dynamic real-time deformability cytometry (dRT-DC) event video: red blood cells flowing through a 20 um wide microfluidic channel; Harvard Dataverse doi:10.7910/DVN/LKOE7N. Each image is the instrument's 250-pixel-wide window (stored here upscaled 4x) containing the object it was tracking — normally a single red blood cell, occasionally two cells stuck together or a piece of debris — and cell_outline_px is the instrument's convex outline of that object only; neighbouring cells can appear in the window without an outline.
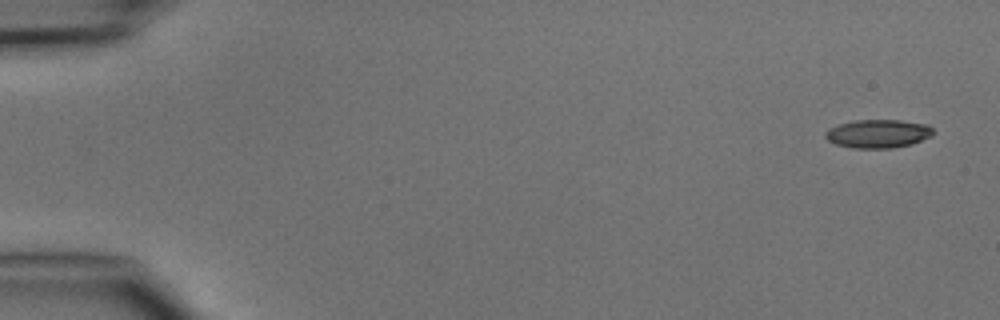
{"species": "common noctule bat (a hibernating species)", "species_latin": "Nyctalus noctula", "temperature_condition": "cold", "stored_images_in_passage": 6, "camera_frame_rate_fps": 3000, "um_per_image_px": 0.085, "animal": {"sex": "male", "body_mass_g": 15.6}, "frame": {"image": 1, "passage_image": 1, "time_ms": 0.0, "image_size_px": [1000, 320], "cell_outline_px": [[936, 132], [932, 136], [912, 144], [892, 148], [852, 148], [836, 144], [828, 140], [824, 136], [824, 132], [828, 128], [840, 124], [856, 120], [900, 120], [928, 124]], "centroid_in_image_um": [74.66, 11.36], "position_along_channel_um": 10.3, "area_um2": 18.03}}
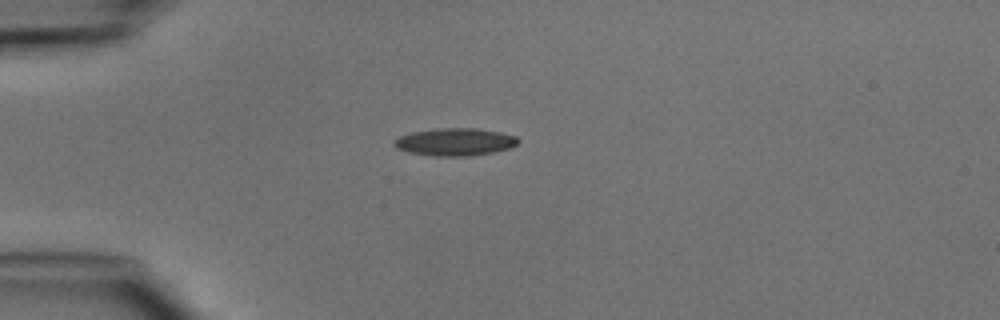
{"frame": {"image": 2, "passage_image": 4, "time_ms": 3.667, "image_size_px": [1000, 320], "cell_outline_px": [[520, 140], [516, 144], [508, 148], [492, 152], [468, 156], [432, 156], [408, 152], [396, 148], [392, 144], [392, 140], [400, 136], [412, 132], [440, 128], [476, 128], [500, 132], [516, 136]], "centroid_in_image_um": [38.63, 12.06], "position_along_channel_um": 46.4, "area_um2": 19.88}}